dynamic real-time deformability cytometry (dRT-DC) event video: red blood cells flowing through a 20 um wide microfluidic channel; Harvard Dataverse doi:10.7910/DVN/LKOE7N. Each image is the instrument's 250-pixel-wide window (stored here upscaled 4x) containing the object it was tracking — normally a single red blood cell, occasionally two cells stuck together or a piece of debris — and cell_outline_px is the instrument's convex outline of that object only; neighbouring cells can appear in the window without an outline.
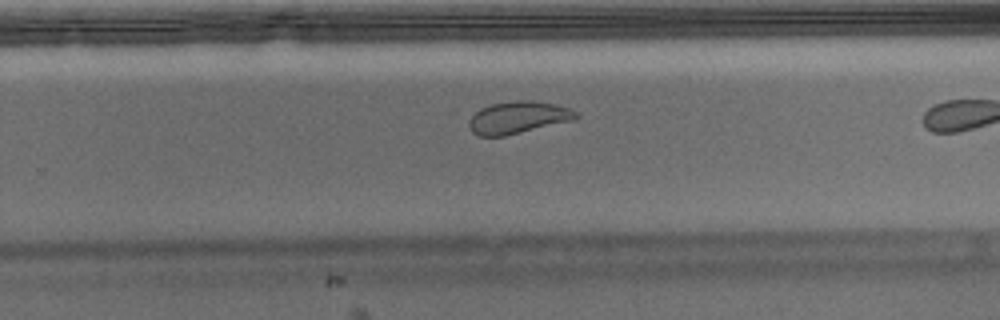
{"species": "Egyptian fruit bat (a non-hibernating species)", "species_latin": "Rousettus aegyptiacus", "temperature_condition": "warm", "stored_images_in_passage": 16, "camera_frame_rate_fps": 3000, "um_per_image_px": 0.085, "animal": {"sex": "male"}, "frame": {"image": 1, "passage_image": 12, "time_ms": 3.667, "image_size_px": [1000, 320], "cell_outline_px": [[580, 116], [572, 120], [504, 136], [480, 136], [472, 132], [468, 124], [468, 120], [480, 108], [492, 104], [516, 100], [528, 100], [556, 104], [568, 108], [576, 112]], "centroid_in_image_um": [44.01, 9.98], "position_along_channel_um": 285.8, "area_um2": 19.83}}